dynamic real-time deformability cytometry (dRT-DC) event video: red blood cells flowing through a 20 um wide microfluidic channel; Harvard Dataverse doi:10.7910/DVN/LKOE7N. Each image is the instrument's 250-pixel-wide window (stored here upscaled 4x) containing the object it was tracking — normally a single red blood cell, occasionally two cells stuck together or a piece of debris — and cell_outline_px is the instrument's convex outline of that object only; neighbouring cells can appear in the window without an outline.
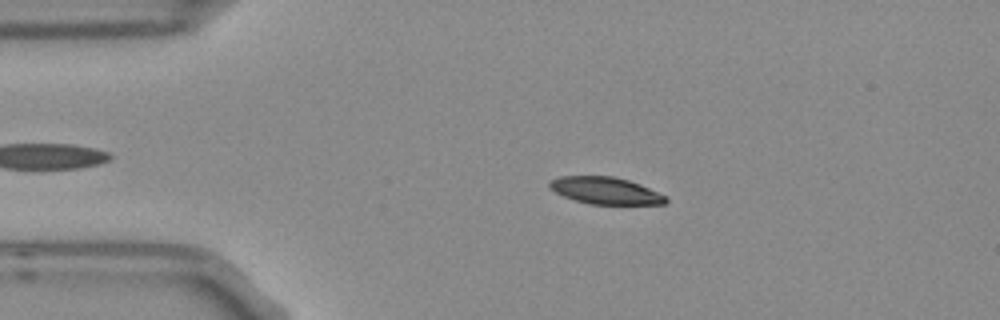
{"species": "Egyptian fruit bat (a non-hibernating species)", "species_latin": "Rousettus aegyptiacus", "temperature_condition": "room temperature", "stored_images_in_passage": 4, "camera_frame_rate_fps": 3000, "um_per_image_px": 0.085, "frame": {"image": 1, "passage_image": 3, "time_ms": 0.667, "image_size_px": [1000, 320], "cell_outline_px": [[668, 200], [664, 204], [588, 204], [564, 196], [548, 188], [548, 184], [552, 180], [560, 176], [612, 176], [628, 180], [640, 184], [668, 196]], "centroid_in_image_um": [51.48, 16.2], "position_along_channel_um": 33.5, "area_um2": 18.26}}